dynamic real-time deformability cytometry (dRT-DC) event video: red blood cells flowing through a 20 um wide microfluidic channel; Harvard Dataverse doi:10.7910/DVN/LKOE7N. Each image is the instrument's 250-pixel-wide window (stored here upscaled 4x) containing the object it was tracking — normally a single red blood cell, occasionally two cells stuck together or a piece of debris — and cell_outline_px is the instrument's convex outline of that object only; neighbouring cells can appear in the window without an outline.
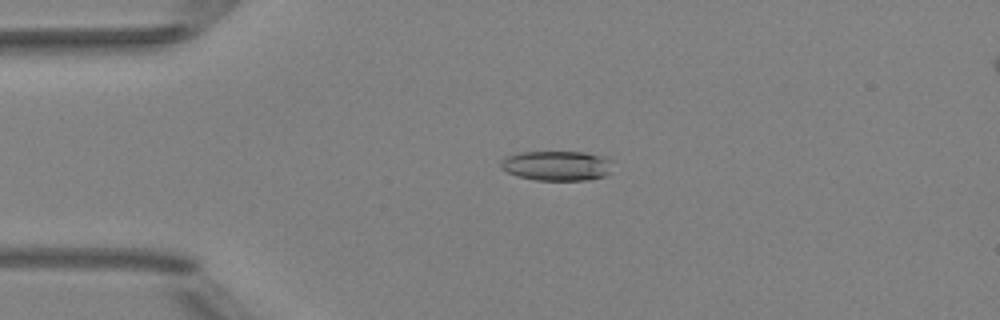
{"species": "Egyptian fruit bat (a non-hibernating species)", "species_latin": "Rousettus aegyptiacus", "temperature_condition": "room temperature", "stored_images_in_passage": 4, "camera_frame_rate_fps": 3000, "um_per_image_px": 0.085, "animal": {"sex": "female"}, "frame": {"image": 1, "passage_image": 2, "time_ms": 0.333, "image_size_px": [1000, 320], "cell_outline_px": [[612, 160], [608, 172], [604, 176], [588, 180], [536, 180], [516, 176], [500, 168], [500, 160], [508, 156], [520, 152], [584, 152], [608, 156]], "centroid_in_image_um": [47.33, 14.08], "position_along_channel_um": 37.7, "area_um2": 19.59}}
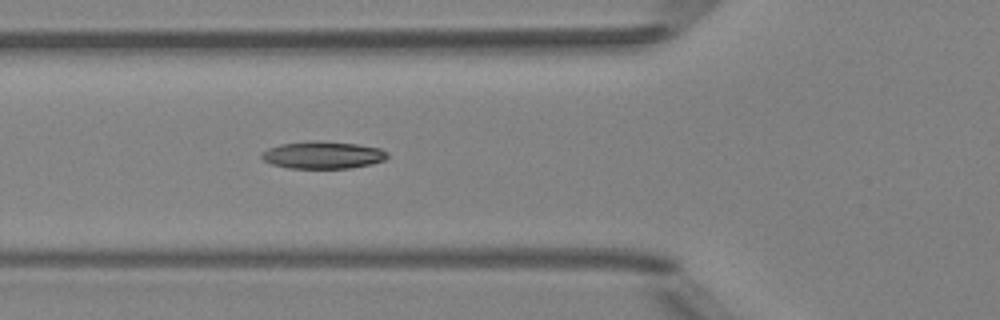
{"frame": {"image": 2, "passage_image": 4, "time_ms": 1.0, "image_size_px": [1000, 320], "cell_outline_px": [[388, 156], [384, 160], [372, 164], [348, 168], [288, 168], [272, 164], [264, 160], [260, 156], [260, 152], [268, 148], [280, 144], [308, 140], [312, 140], [356, 144], [380, 148], [388, 152]], "centroid_in_image_um": [27.41, 13.17], "position_along_channel_um": 98.4, "area_um2": 20.11}}